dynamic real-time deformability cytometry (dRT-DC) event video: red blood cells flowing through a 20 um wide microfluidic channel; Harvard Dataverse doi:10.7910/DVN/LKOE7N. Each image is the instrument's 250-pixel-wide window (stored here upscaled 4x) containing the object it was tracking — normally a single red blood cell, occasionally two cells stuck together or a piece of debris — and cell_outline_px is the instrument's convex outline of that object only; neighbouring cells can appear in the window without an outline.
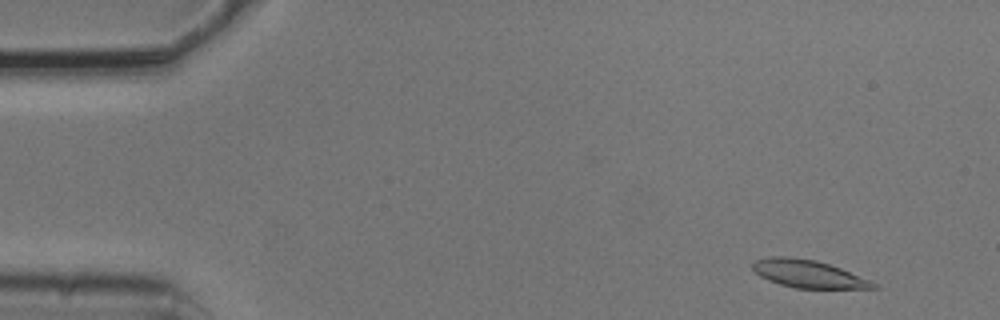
{"species": "common noctule bat (a hibernating species)", "species_latin": "Nyctalus noctula", "temperature_condition": "cold", "stored_images_in_passage": 4, "camera_frame_rate_fps": 3000, "um_per_image_px": 0.085, "animal": {"sex": "male", "body_mass_g": 20.5, "forearm_length_mm": 52.5}, "frame": {"image": 1, "passage_image": 1, "time_ms": 0.0, "image_size_px": [1000, 320], "cell_outline_px": [[880, 288], [796, 288], [780, 284], [768, 280], [760, 276], [752, 268], [752, 264], [756, 260], [772, 256], [788, 256], [816, 260], [840, 268], [868, 280], [876, 284]], "centroid_in_image_um": [68.65, 23.27], "position_along_channel_um": 16.3, "area_um2": 19.13}}
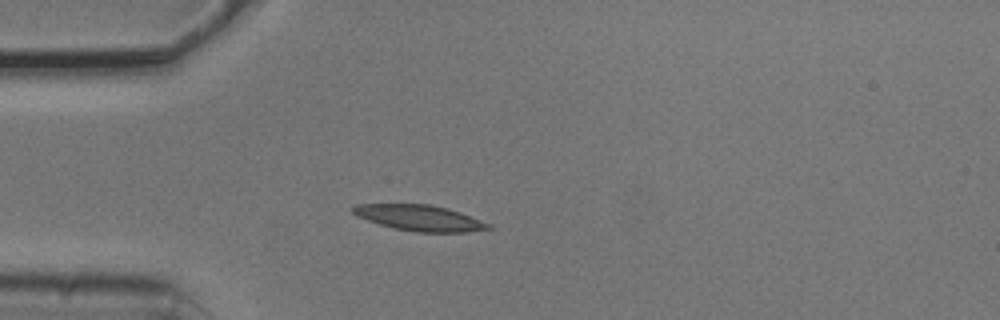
{"frame": {"image": 2, "passage_image": 3, "time_ms": 0.667, "image_size_px": [1000, 320], "cell_outline_px": [[492, 228], [464, 232], [416, 232], [396, 228], [380, 224], [356, 216], [352, 212], [352, 208], [356, 204], [428, 204], [448, 208], [460, 212], [492, 224]], "centroid_in_image_um": [35.68, 18.51], "position_along_channel_um": 49.3, "area_um2": 20.23}}